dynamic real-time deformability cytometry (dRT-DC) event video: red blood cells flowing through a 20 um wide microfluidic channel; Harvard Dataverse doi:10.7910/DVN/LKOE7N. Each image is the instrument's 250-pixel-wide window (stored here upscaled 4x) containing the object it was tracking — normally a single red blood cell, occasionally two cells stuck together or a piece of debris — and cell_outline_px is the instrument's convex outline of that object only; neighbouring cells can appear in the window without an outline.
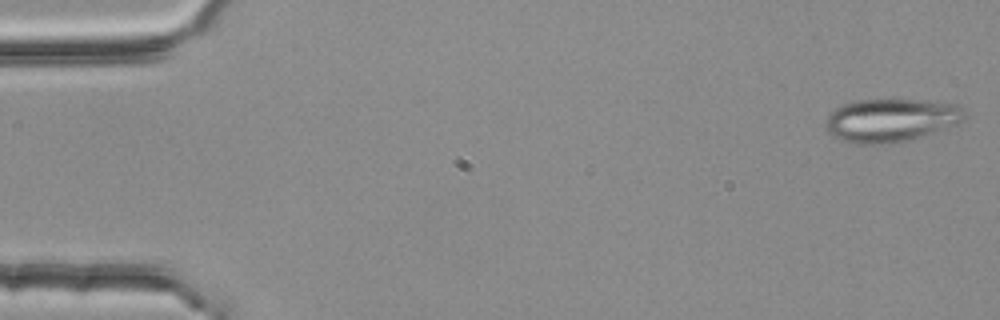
{"species": "common noctule bat (a hibernating species)", "species_latin": "Nyctalus noctula", "temperature_condition": "room temperature", "stored_images_in_passage": 17, "camera_frame_rate_fps": 3000, "um_per_image_px": 0.085, "animal": {"sex": "female", "body_mass_g": 25.1}, "frame": {"image": 1, "passage_image": 1, "time_ms": 0.0, "image_size_px": [1000, 320], "cell_outline_px": [[968, 116], [964, 120], [956, 124], [920, 136], [892, 144], [860, 144], [844, 140], [836, 136], [824, 128], [824, 120], [836, 108], [844, 104], [856, 100], [920, 100], [956, 104]], "centroid_in_image_um": [75.71, 10.21], "position_along_channel_um": 9.3, "area_um2": 34.56}}